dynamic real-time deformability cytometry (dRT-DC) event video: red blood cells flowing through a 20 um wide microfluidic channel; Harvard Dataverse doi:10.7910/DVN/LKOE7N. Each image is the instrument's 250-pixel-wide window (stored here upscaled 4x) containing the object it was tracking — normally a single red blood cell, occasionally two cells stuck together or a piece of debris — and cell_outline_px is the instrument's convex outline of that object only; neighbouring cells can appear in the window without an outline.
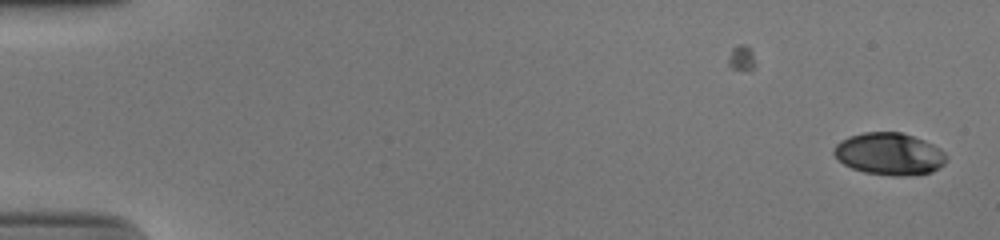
{"species": "human", "species_latin": "Homo sapiens", "temperature_condition": "cold", "stored_images_in_passage": 53, "camera_frame_rate_fps": 3000, "um_per_image_px": 0.085, "donor": {"sex": "male"}, "frame": {"image": 1, "passage_image": 1, "time_ms": 0.0, "image_size_px": [1000, 240], "cell_outline_px": [[948, 160], [944, 164], [932, 172], [908, 176], [892, 176], [864, 172], [852, 168], [844, 164], [832, 152], [836, 144], [840, 140], [848, 136], [864, 132], [900, 132], [924, 140], [940, 148], [948, 156]], "centroid_in_image_um": [75.61, 13.09], "position_along_channel_um": 9.4, "area_um2": 27.8}}
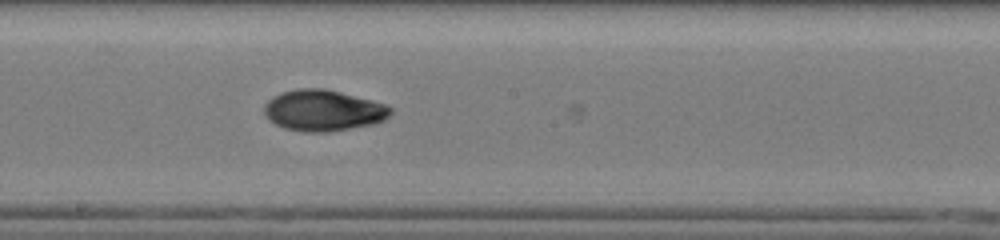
{"frame": {"image": 2, "passage_image": 30, "time_ms": 9.667, "image_size_px": [1000, 240], "cell_outline_px": [[392, 112], [384, 120], [372, 124], [328, 132], [304, 132], [284, 128], [268, 120], [264, 116], [264, 104], [272, 96], [280, 92], [296, 88], [324, 88], [388, 104], [392, 108]], "centroid_in_image_um": [27.44, 9.38], "position_along_channel_um": 220.8, "area_um2": 30.52}}
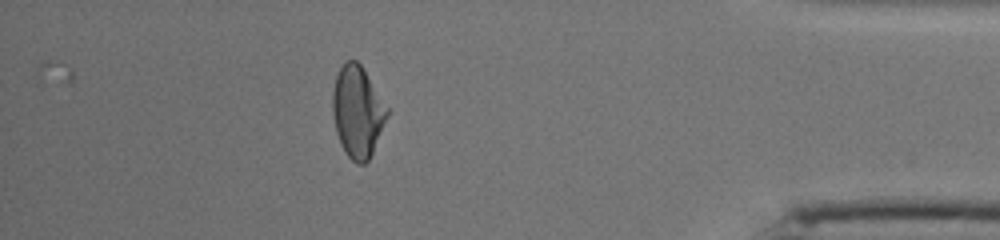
{"frame": {"image": 3, "passage_image": 47, "time_ms": 15.333, "image_size_px": [1000, 240], "cell_outline_px": [[388, 116], [372, 152], [368, 160], [364, 164], [356, 164], [344, 152], [340, 144], [336, 132], [332, 112], [332, 92], [336, 76], [344, 60], [356, 60], [360, 64], [388, 108]], "centroid_in_image_um": [30.36, 9.5], "position_along_channel_um": 404.8, "area_um2": 28.9}, "authors_computed_cell_mechanics": {"area_um2": 29.0734, "velocity_mm_per_s": 3.9271, "shape_relaxation_time_tau1_ms": 5.4263, "shape_relaxation_time_tau2_ms": 6.1028, "deformation_change_tau1": 0.1689, "deformation_change_tau2": 0.0643}}